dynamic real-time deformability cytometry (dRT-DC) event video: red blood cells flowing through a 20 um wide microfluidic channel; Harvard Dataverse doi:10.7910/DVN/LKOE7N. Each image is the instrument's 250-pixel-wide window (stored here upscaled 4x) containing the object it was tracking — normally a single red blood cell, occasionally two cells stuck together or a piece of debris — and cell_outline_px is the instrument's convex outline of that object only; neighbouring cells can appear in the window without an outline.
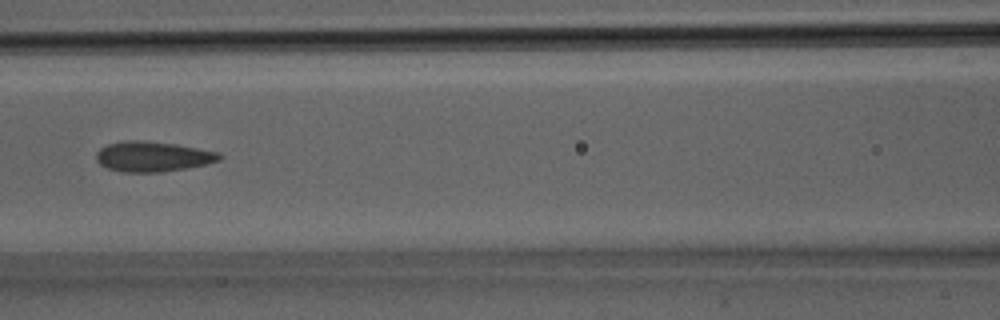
{"species": "Egyptian fruit bat (a non-hibernating species)", "species_latin": "Rousettus aegyptiacus", "temperature_condition": "room temperature", "stored_images_in_passage": 18, "camera_frame_rate_fps": 3000, "um_per_image_px": 0.085, "animal": {"sex": "male"}, "frame": {"image": 1, "passage_image": 13, "time_ms": 4.0, "image_size_px": [1000, 320], "cell_outline_px": [[224, 156], [220, 160], [204, 164], [184, 168], [160, 172], [124, 172], [108, 168], [100, 164], [96, 160], [96, 152], [100, 148], [108, 144], [124, 140], [144, 140], [176, 144], [220, 152]], "centroid_in_image_um": [12.98, 13.29], "position_along_channel_um": 153.6, "area_um2": 21.68}}